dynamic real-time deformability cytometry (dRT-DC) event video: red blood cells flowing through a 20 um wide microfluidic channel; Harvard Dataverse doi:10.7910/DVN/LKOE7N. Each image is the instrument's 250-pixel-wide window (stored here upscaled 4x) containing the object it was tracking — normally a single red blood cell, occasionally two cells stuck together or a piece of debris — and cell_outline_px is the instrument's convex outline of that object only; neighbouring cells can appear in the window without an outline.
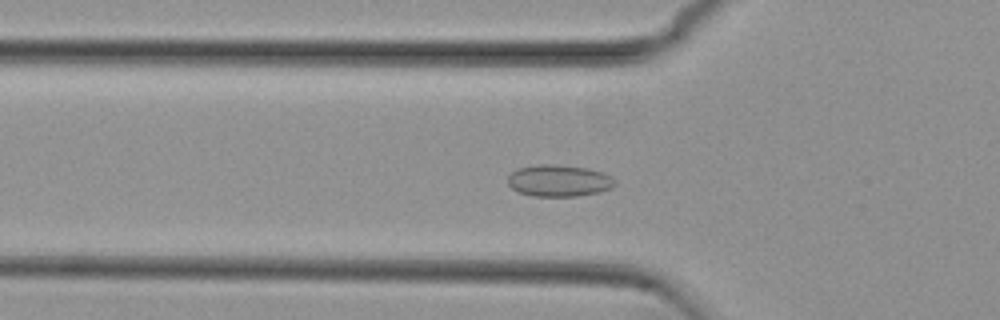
{"species": "common noctule bat (a hibernating species)", "species_latin": "Nyctalus noctula", "temperature_condition": "cold", "stored_images_in_passage": 54, "camera_frame_rate_fps": 3000, "um_per_image_px": 0.085, "animal": {"sex": "female", "body_mass_g": 29.2, "forearm_length_mm": 56.3}, "frame": {"image": 1, "passage_image": 18, "time_ms": 5.667, "image_size_px": [1000, 320], "cell_outline_px": [[616, 184], [612, 188], [600, 192], [576, 196], [532, 196], [520, 192], [512, 188], [508, 184], [508, 176], [516, 168], [540, 164], [556, 164], [588, 168], [604, 172], [612, 176], [616, 180]], "centroid_in_image_um": [47.54, 15.35], "position_along_channel_um": 78.3, "area_um2": 20.06}}
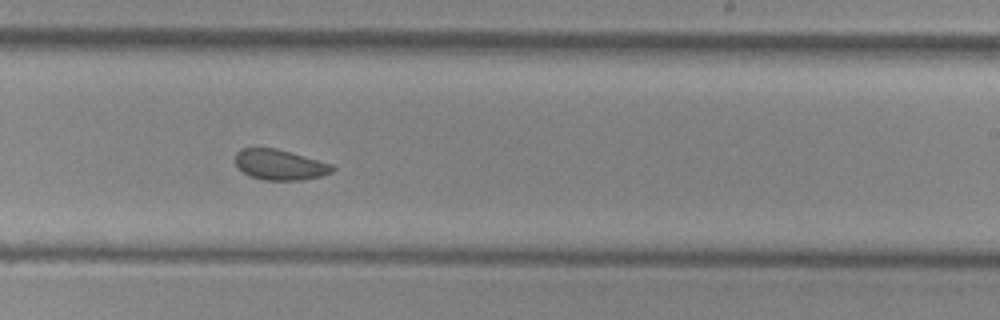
{"frame": {"image": 2, "passage_image": 33, "time_ms": 10.667, "image_size_px": [1000, 320], "cell_outline_px": [[336, 168], [332, 172], [320, 176], [304, 180], [264, 180], [252, 176], [244, 172], [236, 164], [236, 152], [240, 148], [276, 148], [332, 164]], "centroid_in_image_um": [23.8, 14.0], "position_along_channel_um": 265.2, "area_um2": 17.05}}
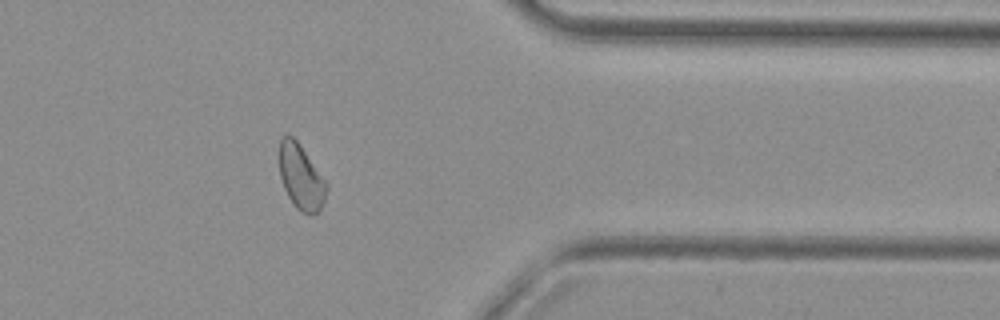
{"frame": {"image": 3, "passage_image": 44, "time_ms": 14.333, "image_size_px": [1000, 320], "cell_outline_px": [[328, 188], [320, 212], [316, 216], [308, 216], [300, 212], [292, 204], [284, 188], [280, 176], [276, 156], [280, 140], [288, 132], [300, 144], [328, 184]], "centroid_in_image_um": [25.55, 15.06], "position_along_channel_um": 385.8, "area_um2": 18.73}, "authors_computed_cell_mechanics": {"area_um2": 18.7272, "velocity_mm_per_s": 3.7381, "shape_relaxation_time_tau1_ms": null, "shape_relaxation_time_tau2_ms": 3.647, "deformation_change_tau1": null, "deformation_change_tau2": 0.0796}}